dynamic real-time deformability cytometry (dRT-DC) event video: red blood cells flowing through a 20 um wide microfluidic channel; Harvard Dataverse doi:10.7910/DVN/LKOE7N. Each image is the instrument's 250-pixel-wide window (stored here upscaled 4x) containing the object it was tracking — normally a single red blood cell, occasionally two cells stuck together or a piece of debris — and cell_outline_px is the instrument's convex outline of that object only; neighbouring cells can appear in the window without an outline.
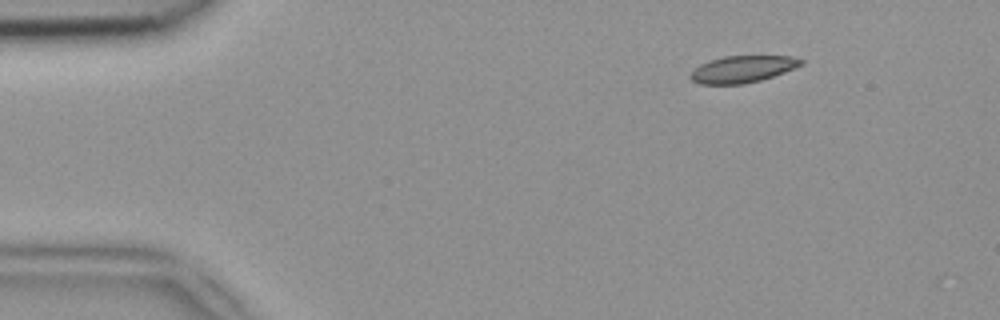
{"species": "common noctule bat (a hibernating species)", "species_latin": "Nyctalus noctula", "temperature_condition": "room temperature", "stored_images_in_passage": 10, "camera_frame_rate_fps": 3000, "um_per_image_px": 0.085, "animal": {"sex": "female", "body_mass_g": 18.4}, "frame": {"image": 1, "passage_image": 1, "time_ms": 0.0, "image_size_px": [1000, 320], "cell_outline_px": [[804, 64], [784, 72], [760, 80], [744, 84], [700, 84], [692, 80], [688, 76], [700, 64], [724, 56], [792, 56], [804, 60]], "centroid_in_image_um": [63.13, 5.88], "position_along_channel_um": 21.9, "area_um2": 17.17}}
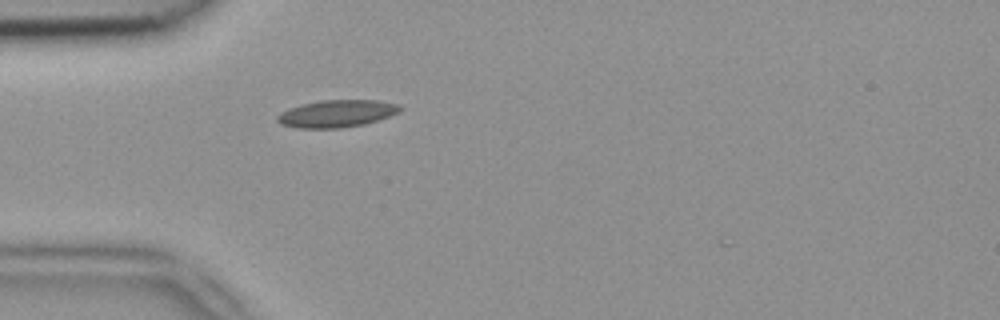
{"frame": {"image": 2, "passage_image": 9, "time_ms": 2.667, "image_size_px": [1000, 320], "cell_outline_px": [[404, 108], [388, 116], [364, 124], [340, 128], [296, 128], [280, 124], [276, 120], [276, 116], [280, 112], [288, 108], [300, 104], [320, 100], [380, 100], [396, 104]], "centroid_in_image_um": [28.55, 9.65], "position_along_channel_um": 56.5, "area_um2": 19.54}}